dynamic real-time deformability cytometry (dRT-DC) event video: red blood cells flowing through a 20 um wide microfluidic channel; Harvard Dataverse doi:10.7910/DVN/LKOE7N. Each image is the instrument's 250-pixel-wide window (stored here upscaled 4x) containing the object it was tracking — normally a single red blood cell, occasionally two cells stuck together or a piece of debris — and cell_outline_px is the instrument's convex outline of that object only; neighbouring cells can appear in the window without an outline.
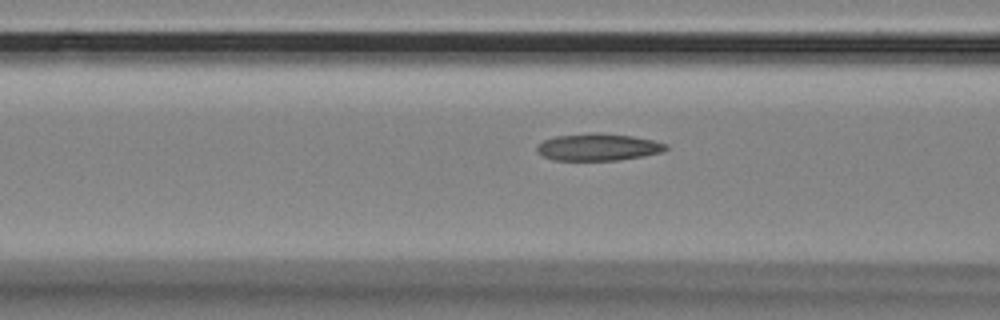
{"species": "Egyptian fruit bat (a non-hibernating species)", "species_latin": "Rousettus aegyptiacus", "temperature_condition": "room temperature", "stored_images_in_passage": 16, "camera_frame_rate_fps": 3000, "um_per_image_px": 0.085, "animal": {"sex": "female"}, "frame": {"image": 1, "passage_image": 14, "time_ms": 4.333, "image_size_px": [1000, 320], "cell_outline_px": [[668, 148], [664, 152], [644, 156], [616, 160], [552, 160], [536, 152], [536, 144], [544, 140], [556, 136], [592, 132], [596, 132], [632, 136], [652, 140], [668, 144]], "centroid_in_image_um": [50.83, 12.5], "position_along_channel_um": 115.8, "area_um2": 20.52}}